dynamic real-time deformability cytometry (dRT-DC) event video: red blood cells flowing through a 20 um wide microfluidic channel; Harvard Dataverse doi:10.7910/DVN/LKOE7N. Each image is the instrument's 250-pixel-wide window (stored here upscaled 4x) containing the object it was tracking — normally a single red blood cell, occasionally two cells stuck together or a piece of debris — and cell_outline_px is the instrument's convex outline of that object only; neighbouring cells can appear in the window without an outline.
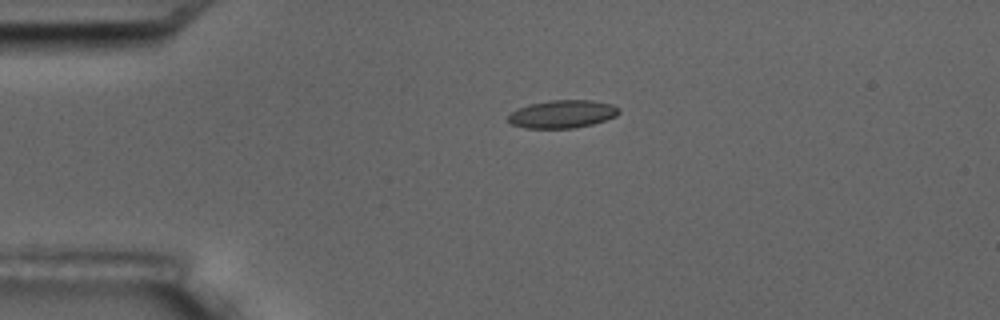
{"species": "common noctule bat (a hibernating species)", "species_latin": "Nyctalus noctula", "temperature_condition": "room temperature", "stored_images_in_passage": 2, "camera_frame_rate_fps": 3000, "um_per_image_px": 0.085, "animal": {"sex": "male", "body_mass_g": 17.5, "forearm_length_mm": 52.3}, "frame": {"image": 1, "passage_image": 1, "time_ms": 0.0, "image_size_px": [1000, 320], "cell_outline_px": [[620, 112], [616, 116], [592, 124], [576, 128], [524, 128], [512, 124], [508, 120], [508, 116], [512, 112], [528, 104], [552, 100], [592, 100], [612, 104], [620, 108]], "centroid_in_image_um": [47.83, 9.69], "position_along_channel_um": 37.2, "area_um2": 17.98}}